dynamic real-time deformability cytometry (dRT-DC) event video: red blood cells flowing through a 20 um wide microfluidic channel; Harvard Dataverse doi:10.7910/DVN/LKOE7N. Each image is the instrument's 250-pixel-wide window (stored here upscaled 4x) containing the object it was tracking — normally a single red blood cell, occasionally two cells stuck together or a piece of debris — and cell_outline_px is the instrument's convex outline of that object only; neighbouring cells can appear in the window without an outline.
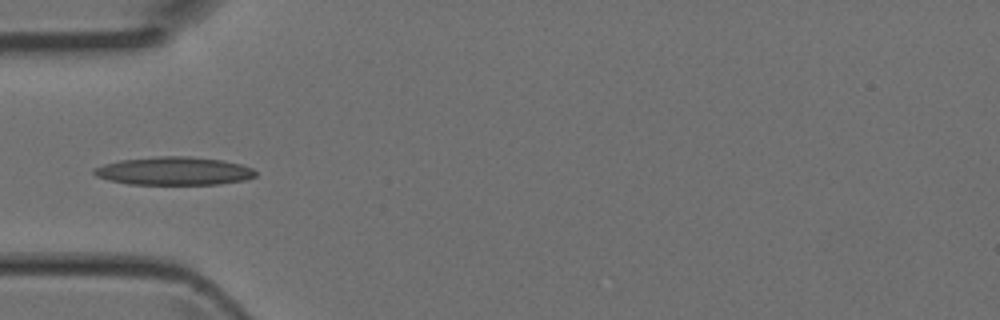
{"species": "Egyptian fruit bat (a non-hibernating species)", "species_latin": "Rousettus aegyptiacus", "temperature_condition": "room temperature", "stored_images_in_passage": 4, "camera_frame_rate_fps": 3000, "um_per_image_px": 0.085, "animal": {"sex": "female"}, "frame": {"image": 1, "passage_image": 3, "time_ms": 0.667, "image_size_px": [1000, 320], "cell_outline_px": [[256, 176], [244, 180], [220, 184], [128, 184], [108, 180], [96, 176], [92, 172], [92, 168], [104, 164], [120, 160], [156, 156], [192, 156], [224, 160], [240, 164], [252, 168], [256, 172]], "centroid_in_image_um": [14.77, 14.53], "position_along_channel_um": 70.2, "area_um2": 26.7}}
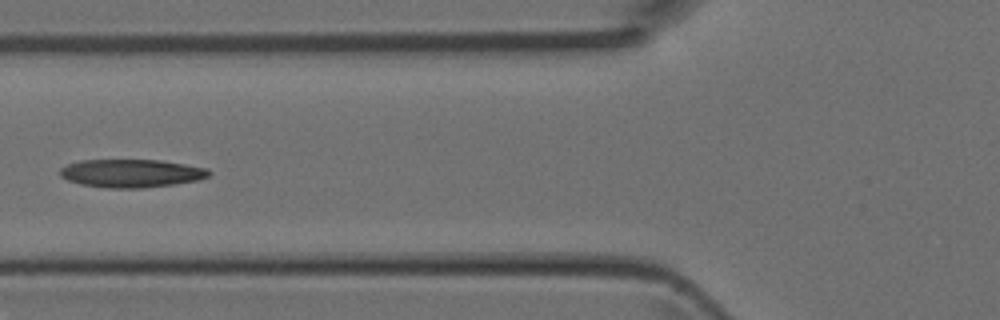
{"frame": {"image": 2, "passage_image": 4, "time_ms": 1.0, "image_size_px": [1000, 320], "cell_outline_px": [[212, 172], [208, 176], [200, 180], [176, 184], [144, 188], [108, 188], [80, 184], [68, 180], [60, 176], [60, 168], [68, 164], [80, 160], [160, 160], [208, 168]], "centroid_in_image_um": [11.19, 14.73], "position_along_channel_um": 114.6, "area_um2": 24.57}}